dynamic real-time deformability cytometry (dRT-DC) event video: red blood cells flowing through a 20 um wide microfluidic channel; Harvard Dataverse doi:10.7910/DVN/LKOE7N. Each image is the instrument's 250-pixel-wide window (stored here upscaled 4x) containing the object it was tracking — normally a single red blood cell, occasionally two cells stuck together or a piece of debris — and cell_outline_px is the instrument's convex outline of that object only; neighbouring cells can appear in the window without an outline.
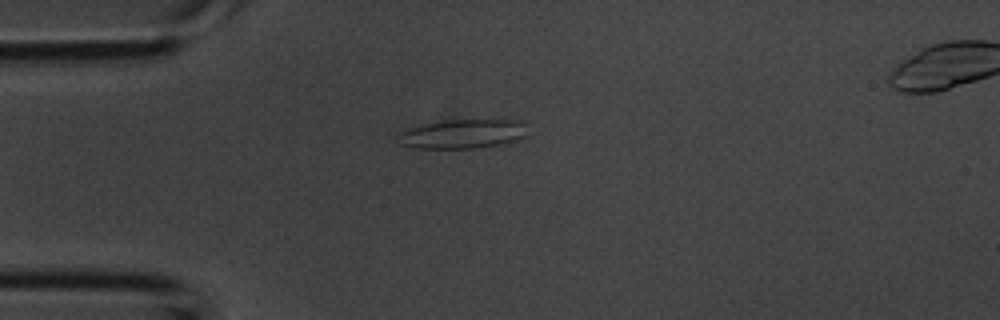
{"species": "common noctule bat (a hibernating species)", "species_latin": "Nyctalus noctula", "temperature_condition": "room temperature", "stored_images_in_passage": 4, "camera_frame_rate_fps": 3000, "um_per_image_px": 0.085, "animal": {"sex": "male", "body_mass_g": 20.1, "forearm_length_mm": 53.5}, "frame": {"image": 1, "passage_image": 4, "time_ms": 1.0, "image_size_px": [1000, 320], "cell_outline_px": [[528, 136], [516, 140], [476, 148], [412, 148], [396, 144], [396, 136], [412, 128], [428, 124], [448, 120], [520, 120], [524, 124]], "centroid_in_image_um": [39.32, 11.4], "position_along_channel_um": 45.7, "area_um2": 21.73}}